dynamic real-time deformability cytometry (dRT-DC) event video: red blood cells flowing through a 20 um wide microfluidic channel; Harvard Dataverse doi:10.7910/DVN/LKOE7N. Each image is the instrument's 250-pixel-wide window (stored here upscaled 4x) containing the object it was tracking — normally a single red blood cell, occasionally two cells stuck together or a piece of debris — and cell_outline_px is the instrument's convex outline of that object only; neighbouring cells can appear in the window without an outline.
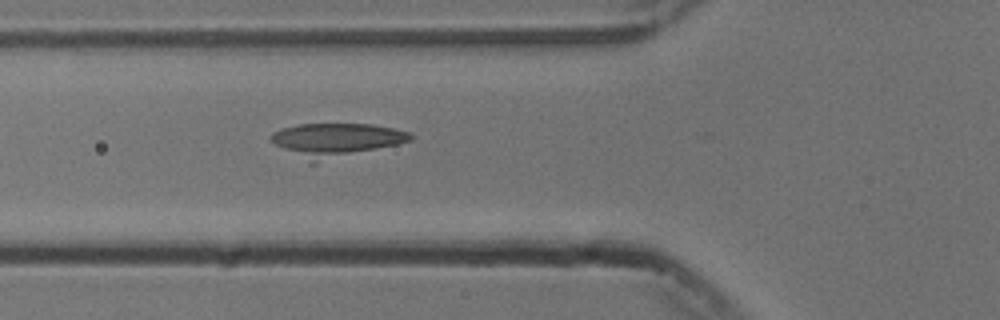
{"species": "common noctule bat (a hibernating species)", "species_latin": "Nyctalus noctula", "temperature_condition": "cold", "stored_images_in_passage": 36, "camera_frame_rate_fps": 3000, "um_per_image_px": 0.085, "animal": {"sex": "male", "body_mass_g": 13.3}, "frame": {"image": 1, "passage_image": 3, "time_ms": 0.667, "image_size_px": [1000, 320], "cell_outline_px": [[412, 140], [316, 164], [308, 164], [276, 144], [268, 136], [272, 132], [280, 128], [300, 124], [372, 124], [392, 128], [408, 132], [412, 136]], "centroid_in_image_um": [28.49, 11.92], "position_along_channel_um": 97.3, "area_um2": 27.4}}
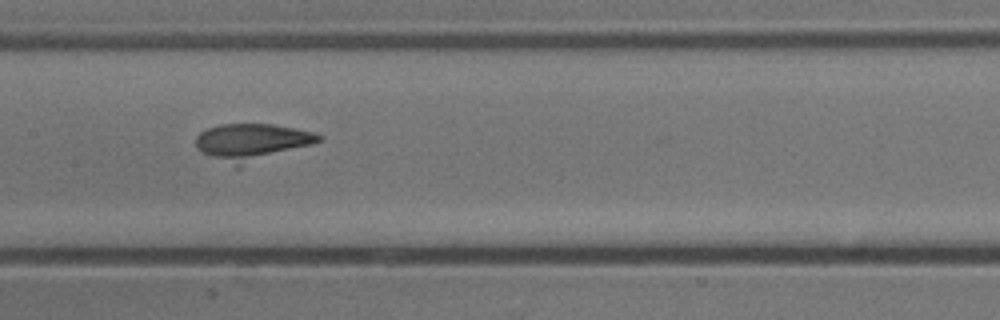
{"frame": {"image": 2, "passage_image": 10, "time_ms": 3.0, "image_size_px": [1000, 320], "cell_outline_px": [[320, 140], [312, 144], [240, 168], [236, 168], [196, 148], [196, 136], [200, 132], [208, 128], [220, 124], [272, 124], [312, 132], [320, 136]], "centroid_in_image_um": [21.38, 12.09], "position_along_channel_um": 186.0, "area_um2": 26.24}}
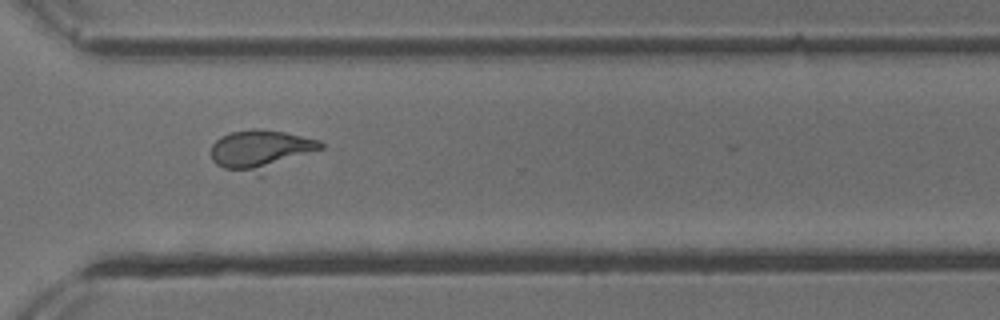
{"frame": {"image": 3, "passage_image": 23, "time_ms": 7.333, "image_size_px": [1000, 320], "cell_outline_px": [[324, 148], [264, 176], [260, 176], [224, 168], [216, 164], [212, 160], [212, 144], [220, 136], [232, 132], [252, 128], [260, 128], [284, 132], [320, 140], [324, 144]], "centroid_in_image_um": [22.23, 12.78], "position_along_channel_um": 348.4, "area_um2": 26.41}}